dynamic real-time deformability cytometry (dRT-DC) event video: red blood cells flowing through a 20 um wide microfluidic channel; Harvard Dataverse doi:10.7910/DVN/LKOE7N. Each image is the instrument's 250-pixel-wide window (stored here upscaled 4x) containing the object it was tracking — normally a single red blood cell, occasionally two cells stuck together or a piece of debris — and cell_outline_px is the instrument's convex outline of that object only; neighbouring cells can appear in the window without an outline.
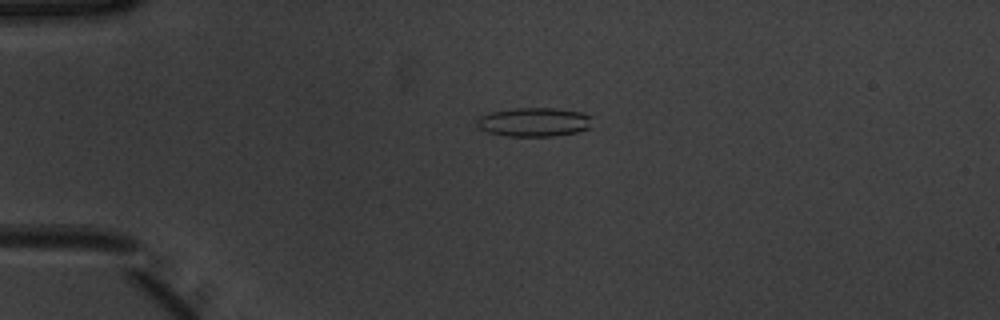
{"species": "common noctule bat (a hibernating species)", "species_latin": "Nyctalus noctula", "temperature_condition": "warm", "stored_images_in_passage": 51, "camera_frame_rate_fps": 3000, "um_per_image_px": 0.085, "animal": {"sex": "male", "body_mass_g": 20.1, "forearm_length_mm": 53.5}, "frame": {"image": 1, "passage_image": 12, "time_ms": 3.667, "image_size_px": [1000, 320], "cell_outline_px": [[588, 128], [576, 132], [552, 136], [504, 136], [488, 132], [480, 128], [476, 124], [476, 116], [492, 112], [516, 108], [556, 108], [580, 112], [588, 116]], "centroid_in_image_um": [45.29, 10.37], "position_along_channel_um": 39.7, "area_um2": 19.19}}
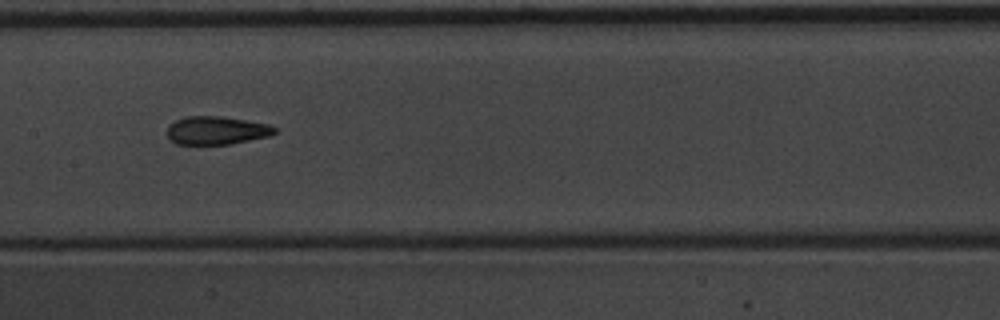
{"frame": {"image": 2, "passage_image": 26, "time_ms": 8.333, "image_size_px": [1000, 320], "cell_outline_px": [[276, 132], [268, 136], [232, 144], [176, 144], [168, 136], [168, 128], [176, 120], [184, 116], [220, 116], [268, 124], [276, 128]], "centroid_in_image_um": [18.41, 11.09], "position_along_channel_um": 189.0, "area_um2": 17.46}}
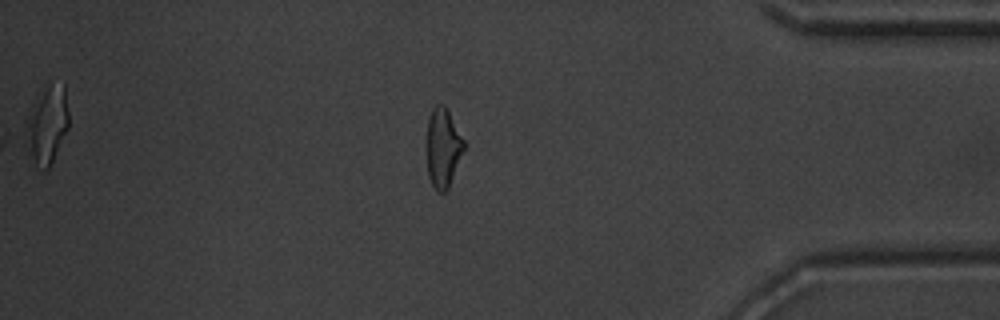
{"frame": {"image": 3, "passage_image": 44, "time_ms": 14.333, "image_size_px": [1000, 320], "cell_outline_px": [[464, 148], [448, 188], [444, 192], [436, 192], [428, 176], [428, 116], [432, 108], [436, 104], [444, 104], [464, 140]], "centroid_in_image_um": [37.65, 12.55], "position_along_channel_um": 397.6, "area_um2": 16.7}, "authors_computed_cell_mechanics": {"area_um2": 18.0336, "velocity_mm_per_s": 3.9429, "shape_relaxation_time_tau1_ms": 5.4759, "shape_relaxation_time_tau2_ms": 2.4639, "deformation_change_tau1": 0.1685, "deformation_change_tau2": 0.1051}}